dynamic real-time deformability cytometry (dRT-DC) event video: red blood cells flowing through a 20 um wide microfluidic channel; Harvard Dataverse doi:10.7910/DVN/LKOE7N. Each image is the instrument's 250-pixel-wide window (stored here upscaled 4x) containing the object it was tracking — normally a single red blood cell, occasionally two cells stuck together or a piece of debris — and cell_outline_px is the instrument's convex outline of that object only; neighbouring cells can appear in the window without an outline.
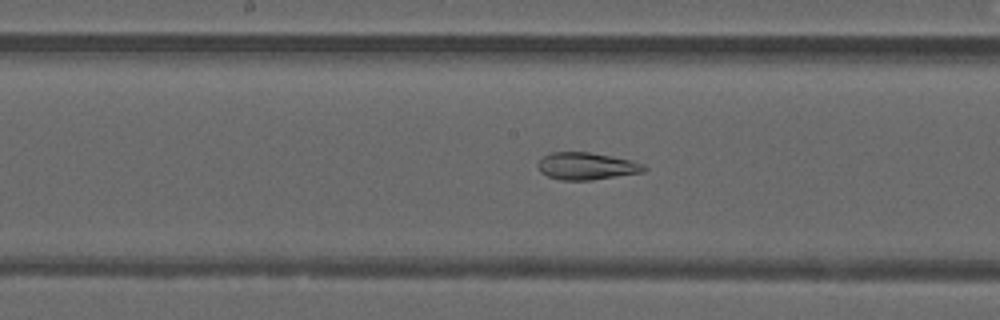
{"species": "common noctule bat (a hibernating species)", "species_latin": "Nyctalus noctula", "temperature_condition": "warm", "stored_images_in_passage": 33, "camera_frame_rate_fps": 3000, "um_per_image_px": 0.085, "animal": {"sex": "male", "forearm_length_mm": 52.5}, "frame": {"image": 1, "passage_image": 10, "time_ms": 3.0, "image_size_px": [1000, 320], "cell_outline_px": [[648, 168], [644, 172], [592, 180], [560, 180], [548, 176], [540, 172], [536, 164], [548, 152], [588, 152], [612, 156], [632, 160], [644, 164]], "centroid_in_image_um": [49.86, 14.12], "position_along_channel_um": 198.3, "area_um2": 16.99}}
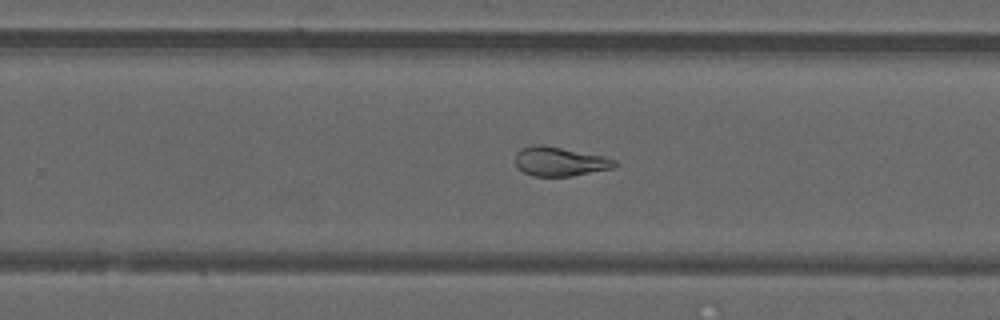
{"frame": {"image": 2, "passage_image": 16, "time_ms": 5.0, "image_size_px": [1000, 320], "cell_outline_px": [[616, 164], [612, 168], [572, 176], [532, 176], [524, 172], [516, 164], [516, 152], [520, 148], [532, 144], [544, 144], [600, 156], [616, 160]], "centroid_in_image_um": [47.52, 13.72], "position_along_channel_um": 282.3, "area_um2": 16.7}}
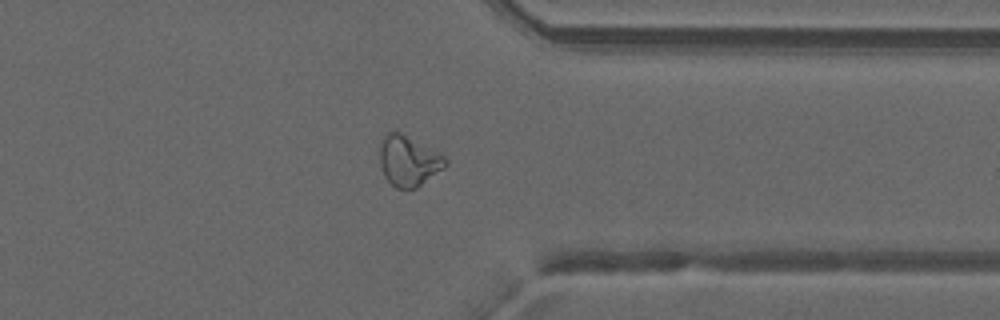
{"frame": {"image": 3, "passage_image": 23, "time_ms": 7.333, "image_size_px": [1000, 320], "cell_outline_px": [[448, 164], [444, 168], [416, 188], [396, 188], [384, 176], [380, 164], [380, 140], [384, 132], [400, 132], [444, 156], [448, 160]], "centroid_in_image_um": [34.7, 13.66], "position_along_channel_um": 376.7, "area_um2": 19.13}, "authors_computed_cell_mechanics": {"area_um2": 19.074, "velocity_mm_per_s": 4.2206, "shape_relaxation_time_tau1_ms": null, "shape_relaxation_time_tau2_ms": 1.759, "deformation_change_tau1": null, "deformation_change_tau2": 0.0726}}